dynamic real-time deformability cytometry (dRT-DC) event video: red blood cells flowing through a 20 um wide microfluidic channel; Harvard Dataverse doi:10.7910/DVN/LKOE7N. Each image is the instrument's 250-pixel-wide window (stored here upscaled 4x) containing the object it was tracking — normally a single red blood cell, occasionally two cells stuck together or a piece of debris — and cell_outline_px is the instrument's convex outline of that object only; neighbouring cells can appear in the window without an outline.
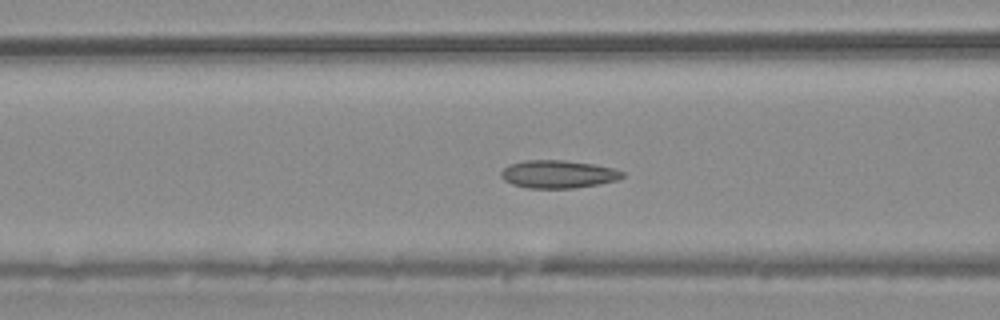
{"species": "common noctule bat (a hibernating species)", "species_latin": "Nyctalus noctula", "temperature_condition": "warm", "stored_images_in_passage": 55, "camera_frame_rate_fps": 3000, "um_per_image_px": 0.085, "animal": {"sex": "male", "body_mass_g": 20.4}, "frame": {"image": 1, "passage_image": 22, "time_ms": 7.0, "image_size_px": [1000, 320], "cell_outline_px": [[624, 176], [616, 180], [600, 184], [572, 188], [528, 188], [512, 184], [504, 180], [500, 176], [500, 172], [508, 164], [524, 160], [564, 160], [592, 164], [616, 168], [624, 172]], "centroid_in_image_um": [47.43, 14.8], "position_along_channel_um": 119.2, "area_um2": 19.83}}
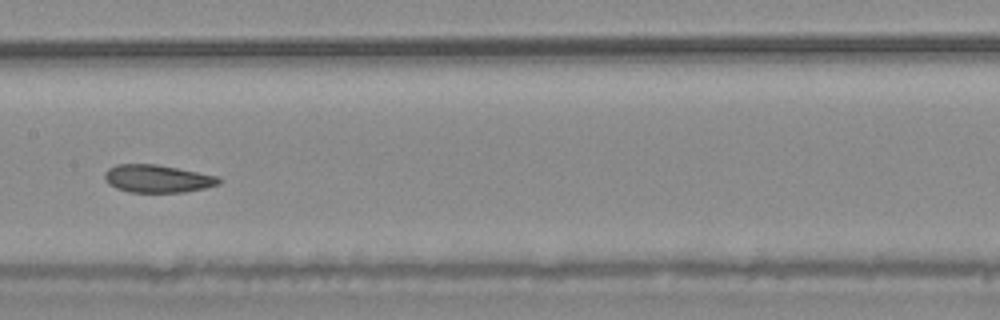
{"frame": {"image": 2, "passage_image": 28, "time_ms": 9.0, "image_size_px": [1000, 320], "cell_outline_px": [[220, 184], [204, 188], [184, 192], [128, 192], [116, 188], [108, 184], [104, 180], [104, 172], [108, 168], [116, 164], [156, 164], [220, 176]], "centroid_in_image_um": [13.36, 15.18], "position_along_channel_um": 194.0, "area_um2": 18.61}}
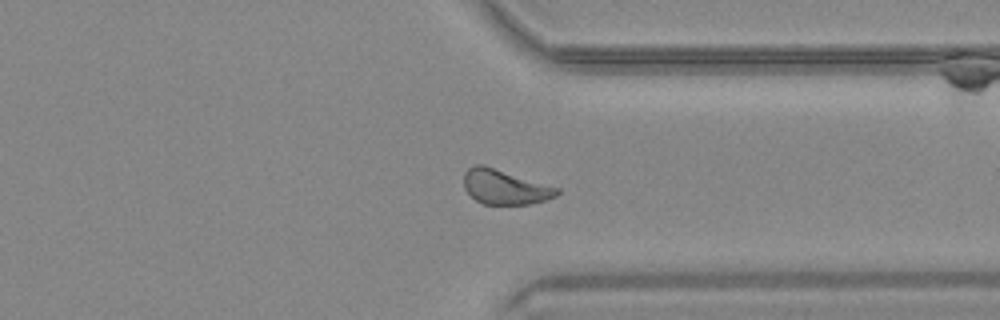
{"frame": {"image": 3, "passage_image": 42, "time_ms": 13.667, "image_size_px": [1000, 320], "cell_outline_px": [[560, 192], [556, 196], [532, 204], [484, 204], [476, 200], [464, 188], [464, 172], [468, 168], [476, 164], [484, 164], [560, 188]], "centroid_in_image_um": [42.92, 15.88], "position_along_channel_um": 368.5, "area_um2": 18.9}, "authors_computed_cell_mechanics": {"area_um2": 19.9988, "velocity_mm_per_s": 3.7431, "shape_relaxation_time_tau1_ms": null, "shape_relaxation_time_tau2_ms": 2.2708, "deformation_change_tau1": null, "deformation_change_tau2": 0.0642}}